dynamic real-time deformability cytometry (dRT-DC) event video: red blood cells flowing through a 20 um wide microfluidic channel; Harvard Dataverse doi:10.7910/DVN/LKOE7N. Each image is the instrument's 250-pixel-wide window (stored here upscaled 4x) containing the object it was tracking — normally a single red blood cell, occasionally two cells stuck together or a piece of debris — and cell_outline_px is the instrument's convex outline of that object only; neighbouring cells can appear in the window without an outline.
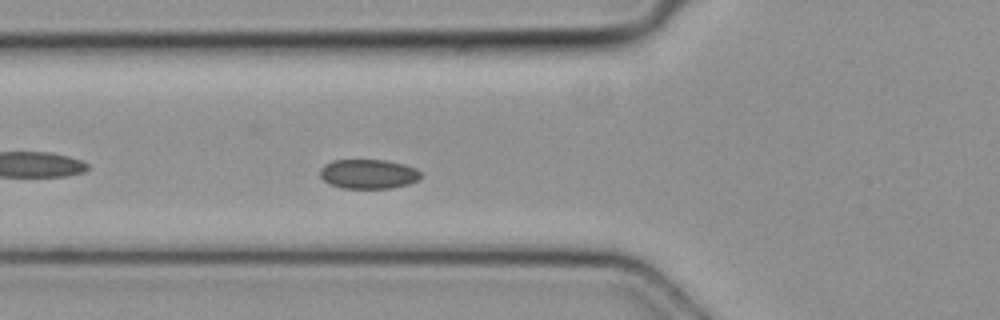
{"species": "common noctule bat (a hibernating species)", "species_latin": "Nyctalus noctula", "temperature_condition": "cold", "stored_images_in_passage": 47, "camera_frame_rate_fps": 3000, "um_per_image_px": 0.085, "animal": {"sex": "female", "body_mass_g": 19.3, "forearm_length_mm": 54.1}, "frame": {"image": 1, "passage_image": 15, "time_ms": 4.667, "image_size_px": [1000, 320], "cell_outline_px": [[420, 180], [408, 184], [392, 188], [344, 188], [328, 184], [320, 176], [320, 168], [324, 164], [332, 160], [384, 160], [404, 164], [416, 168], [420, 172]], "centroid_in_image_um": [31.3, 14.79], "position_along_channel_um": 94.5, "area_um2": 17.4}}
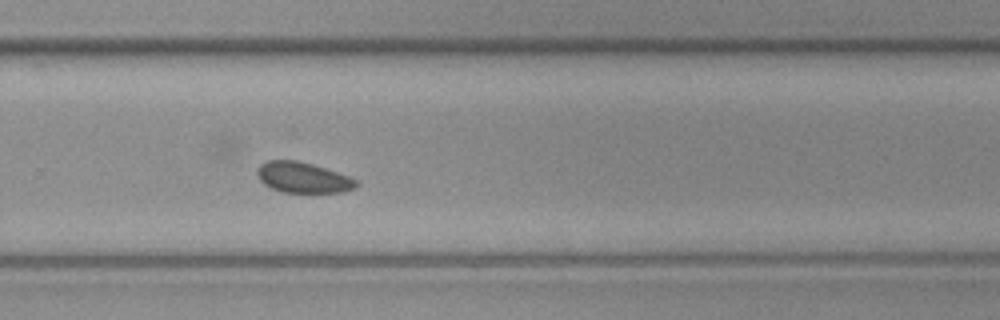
{"frame": {"image": 2, "passage_image": 30, "time_ms": 9.667, "image_size_px": [1000, 320], "cell_outline_px": [[356, 188], [344, 192], [280, 192], [264, 184], [260, 180], [256, 172], [260, 164], [268, 160], [296, 160], [312, 164], [348, 176], [356, 180]], "centroid_in_image_um": [25.72, 15.09], "position_along_channel_um": 304.1, "area_um2": 17.51}}
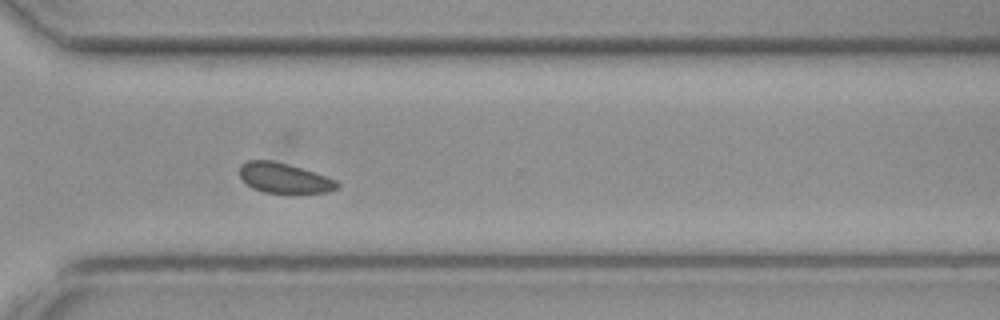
{"frame": {"image": 3, "passage_image": 33, "time_ms": 10.667, "image_size_px": [1000, 320], "cell_outline_px": [[340, 188], [328, 192], [264, 192], [252, 188], [240, 176], [240, 164], [248, 160], [272, 160], [288, 164], [336, 180], [340, 184]], "centroid_in_image_um": [24.14, 15.12], "position_along_channel_um": 346.5, "area_um2": 16.76}}